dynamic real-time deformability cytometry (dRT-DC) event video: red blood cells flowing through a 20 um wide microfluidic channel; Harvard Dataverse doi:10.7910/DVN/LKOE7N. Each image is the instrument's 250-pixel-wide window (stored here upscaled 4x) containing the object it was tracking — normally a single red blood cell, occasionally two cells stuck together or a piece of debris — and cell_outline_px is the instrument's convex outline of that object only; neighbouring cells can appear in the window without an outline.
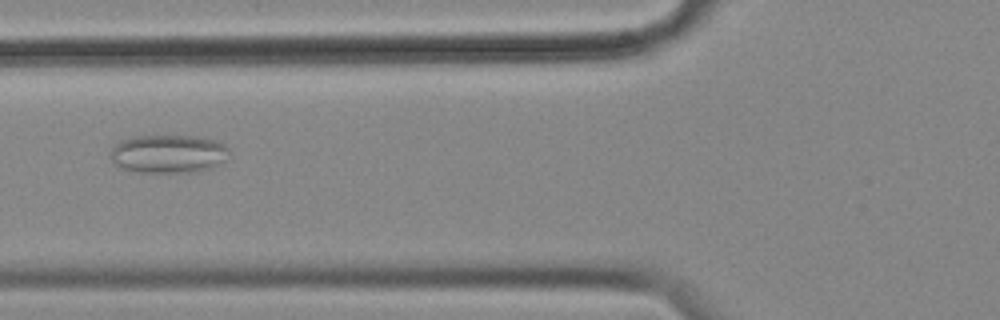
{"species": "common noctule bat (a hibernating species)", "species_latin": "Nyctalus noctula", "temperature_condition": "cold", "stored_images_in_passage": 10, "camera_frame_rate_fps": 3000, "um_per_image_px": 0.085, "animal": {"sex": "female", "body_mass_g": 18.4}, "frame": {"image": 1, "passage_image": 5, "time_ms": 1.333, "image_size_px": [1000, 320], "cell_outline_px": [[232, 148], [224, 160], [212, 168], [196, 172], [140, 172], [124, 168], [112, 164], [108, 156], [112, 148], [120, 140], [136, 136], [196, 136], [216, 140]], "centroid_in_image_um": [14.31, 13.07], "position_along_channel_um": 111.5, "area_um2": 26.82}}
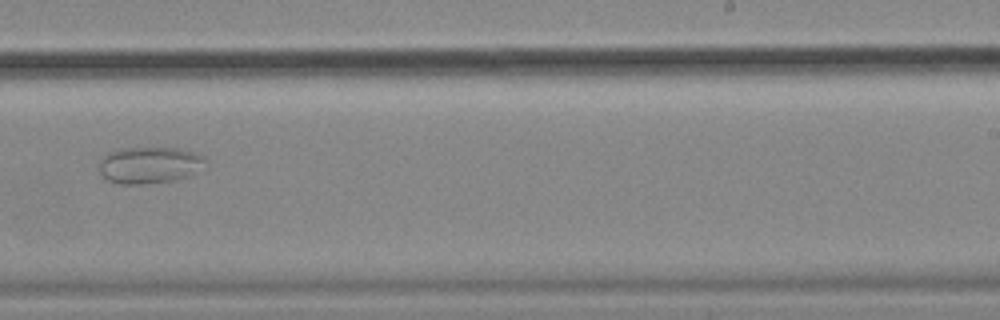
{"frame": {"image": 2, "passage_image": 9, "time_ms": 2.667, "image_size_px": [1000, 320], "cell_outline_px": [[208, 160], [188, 176], [176, 180], [140, 184], [120, 184], [108, 180], [100, 172], [100, 164], [104, 156], [108, 152], [120, 148], [184, 148], [196, 152], [204, 156]], "centroid_in_image_um": [12.72, 14.01], "position_along_channel_um": 276.3, "area_um2": 22.6}}